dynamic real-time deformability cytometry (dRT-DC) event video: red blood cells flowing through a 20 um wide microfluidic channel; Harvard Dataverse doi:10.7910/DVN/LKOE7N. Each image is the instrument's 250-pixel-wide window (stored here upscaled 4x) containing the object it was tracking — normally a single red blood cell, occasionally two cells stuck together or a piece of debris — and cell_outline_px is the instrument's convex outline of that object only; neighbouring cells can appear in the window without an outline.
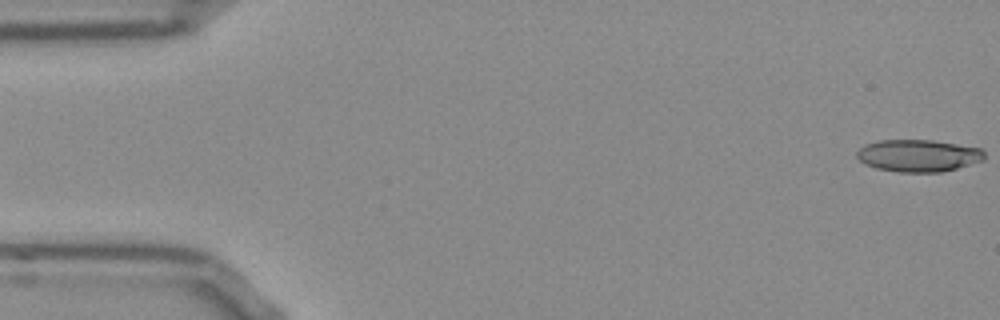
{"species": "Egyptian fruit bat (a non-hibernating species)", "species_latin": "Rousettus aegyptiacus", "temperature_condition": "room temperature", "stored_images_in_passage": 53, "camera_frame_rate_fps": 3000, "um_per_image_px": 0.085, "frame": {"image": 1, "passage_image": 1, "time_ms": 0.0, "image_size_px": [1000, 320], "cell_outline_px": [[984, 160], [956, 168], [940, 172], [896, 172], [876, 168], [864, 164], [856, 156], [856, 152], [864, 144], [880, 140], [932, 140], [980, 148], [984, 152]], "centroid_in_image_um": [78.02, 13.23], "position_along_channel_um": 7.0, "area_um2": 23.87}}
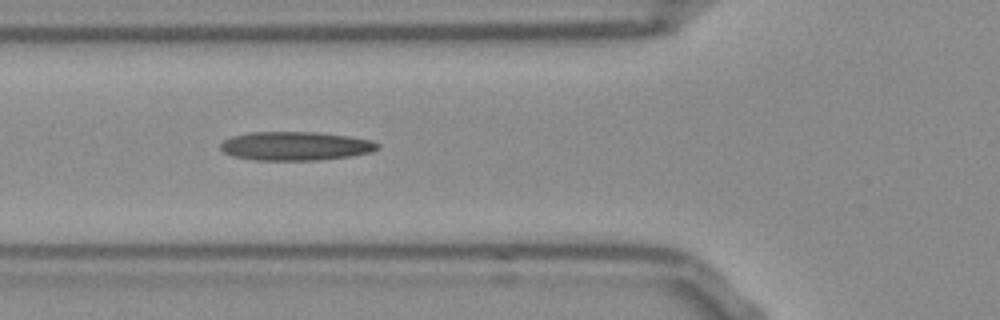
{"frame": {"image": 2, "passage_image": 19, "time_ms": 6.0, "image_size_px": [1000, 320], "cell_outline_px": [[380, 148], [372, 152], [352, 156], [320, 160], [252, 160], [232, 156], [224, 152], [220, 148], [220, 144], [224, 140], [232, 136], [248, 132], [316, 132], [348, 136], [372, 140], [380, 144]], "centroid_in_image_um": [25.13, 12.41], "position_along_channel_um": 100.7, "area_um2": 26.59}}
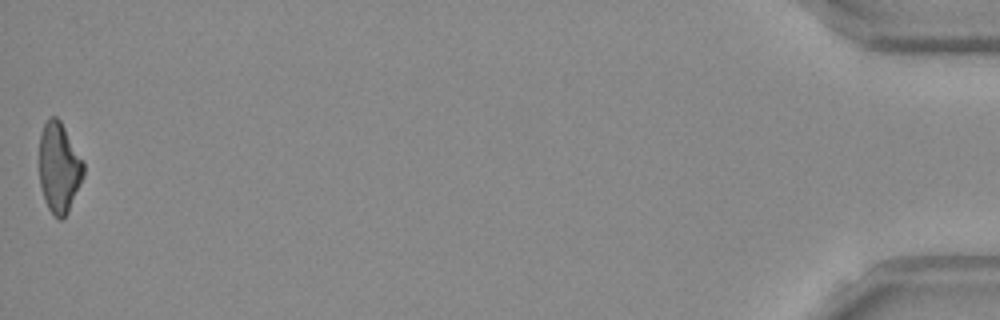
{"frame": {"image": 3, "passage_image": 53, "time_ms": 17.333, "image_size_px": [1000, 320], "cell_outline_px": [[84, 176], [68, 212], [60, 220], [48, 208], [44, 200], [40, 184], [40, 132], [48, 116], [56, 116], [60, 120], [84, 160]], "centroid_in_image_um": [5.03, 14.21], "position_along_channel_um": 430.2, "area_um2": 23.35}, "authors_computed_cell_mechanics": {"area_um2": 25.0852, "velocity_mm_per_s": 3.8142, "shape_relaxation_time_tau1_ms": null, "shape_relaxation_time_tau2_ms": 3.9708, "deformation_change_tau1": null, "deformation_change_tau2": 0.1575}}